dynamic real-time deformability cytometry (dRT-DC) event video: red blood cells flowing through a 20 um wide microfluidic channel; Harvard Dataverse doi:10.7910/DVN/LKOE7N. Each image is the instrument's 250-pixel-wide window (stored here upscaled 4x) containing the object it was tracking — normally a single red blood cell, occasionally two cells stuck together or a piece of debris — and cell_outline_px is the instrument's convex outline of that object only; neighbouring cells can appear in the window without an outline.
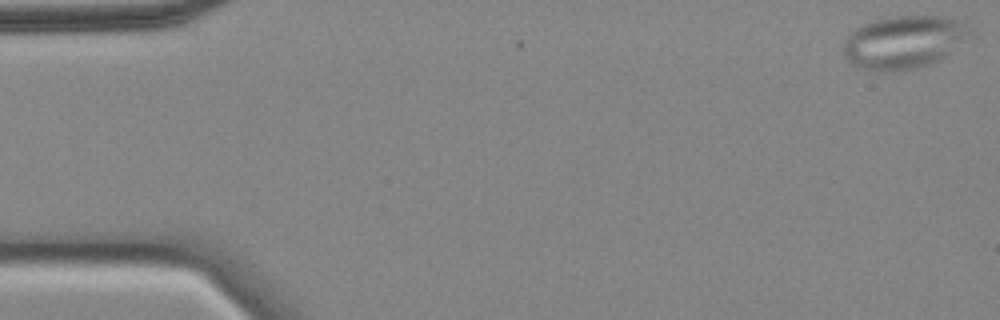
{"species": "common noctule bat (a hibernating species)", "species_latin": "Nyctalus noctula", "temperature_condition": "cold", "stored_images_in_passage": 6, "camera_frame_rate_fps": 3000, "um_per_image_px": 0.085, "animal": {"sex": "female", "body_mass_g": 18.4}, "frame": {"image": 1, "passage_image": 1, "time_ms": 0.0, "image_size_px": [1000, 320], "cell_outline_px": [[968, 32], [940, 60], [932, 64], [916, 68], [888, 72], [884, 72], [864, 68], [852, 64], [844, 56], [844, 40], [856, 28], [872, 20], [892, 16], [944, 16], [956, 20], [964, 24]], "centroid_in_image_um": [76.72, 3.58], "position_along_channel_um": 8.3, "area_um2": 38.09}}